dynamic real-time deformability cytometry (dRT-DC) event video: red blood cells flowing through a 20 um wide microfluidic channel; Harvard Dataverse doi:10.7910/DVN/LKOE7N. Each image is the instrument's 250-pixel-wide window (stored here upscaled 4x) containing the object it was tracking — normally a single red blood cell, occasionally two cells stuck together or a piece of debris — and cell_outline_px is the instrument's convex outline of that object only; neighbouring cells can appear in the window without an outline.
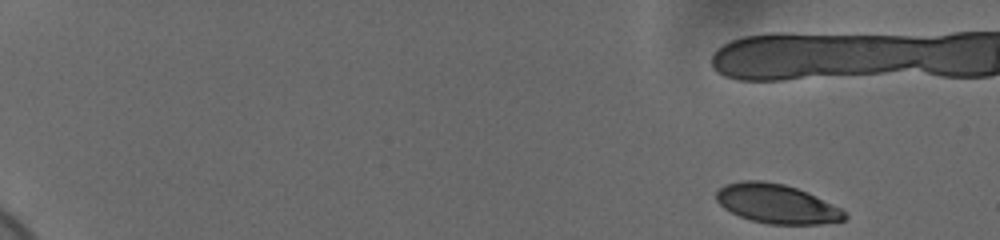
{"species": "human", "species_latin": "Homo sapiens", "temperature_condition": "cold", "stored_images_in_passage": 18, "camera_frame_rate_fps": 3000, "um_per_image_px": 0.085, "donor": {"sex": "female"}, "frame": {"image": 1, "passage_image": 1, "time_ms": 0.0, "image_size_px": [1000, 240], "cell_outline_px": [[848, 216], [844, 220], [820, 224], [768, 224], [752, 220], [740, 216], [724, 208], [716, 200], [716, 192], [724, 184], [744, 180], [760, 180], [784, 184], [808, 192], [840, 208]], "centroid_in_image_um": [66.01, 17.31], "position_along_channel_um": 19.0, "area_um2": 29.19}}